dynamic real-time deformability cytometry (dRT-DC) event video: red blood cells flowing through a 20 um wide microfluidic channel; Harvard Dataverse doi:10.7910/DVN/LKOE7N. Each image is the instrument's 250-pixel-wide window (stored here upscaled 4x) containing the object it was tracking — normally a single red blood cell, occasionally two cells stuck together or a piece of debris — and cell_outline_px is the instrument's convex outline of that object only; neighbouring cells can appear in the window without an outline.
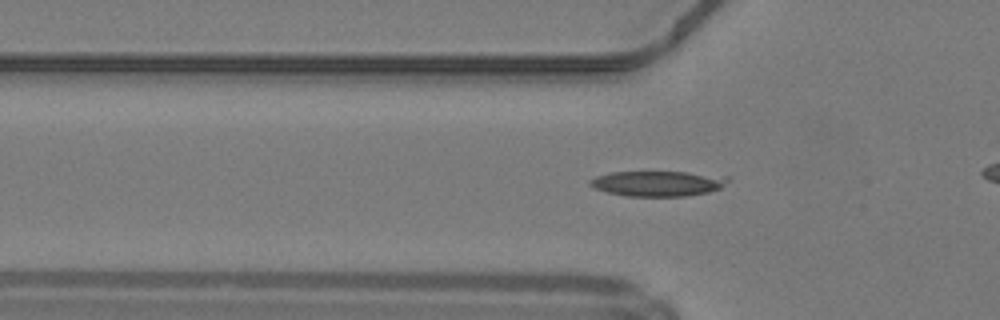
{"species": "common noctule bat (a hibernating species)", "species_latin": "Nyctalus noctula", "temperature_condition": "warm", "stored_images_in_passage": 40, "camera_frame_rate_fps": 3000, "um_per_image_px": 0.085, "animal": {"sex": "male", "body_mass_g": 19.2, "forearm_length_mm": 51.8}, "frame": {"image": 1, "passage_image": 16, "time_ms": 5.0, "image_size_px": [1000, 320], "cell_outline_px": [[732, 176], [720, 188], [708, 192], [688, 196], [628, 196], [608, 192], [596, 188], [588, 184], [588, 180], [596, 176], [612, 172], [688, 172]], "centroid_in_image_um": [55.94, 15.59], "position_along_channel_um": 69.9, "area_um2": 20.35}}
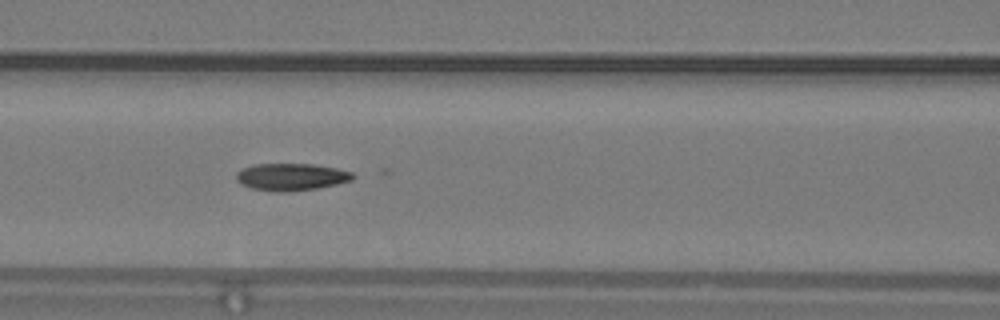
{"frame": {"image": 2, "passage_image": 21, "time_ms": 6.667, "image_size_px": [1000, 320], "cell_outline_px": [[356, 176], [352, 180], [336, 184], [316, 188], [288, 192], [276, 192], [252, 188], [240, 184], [236, 180], [236, 172], [244, 168], [256, 164], [316, 164], [336, 168], [352, 172]], "centroid_in_image_um": [24.76, 15.04], "position_along_channel_um": 141.8, "area_um2": 18.5}}